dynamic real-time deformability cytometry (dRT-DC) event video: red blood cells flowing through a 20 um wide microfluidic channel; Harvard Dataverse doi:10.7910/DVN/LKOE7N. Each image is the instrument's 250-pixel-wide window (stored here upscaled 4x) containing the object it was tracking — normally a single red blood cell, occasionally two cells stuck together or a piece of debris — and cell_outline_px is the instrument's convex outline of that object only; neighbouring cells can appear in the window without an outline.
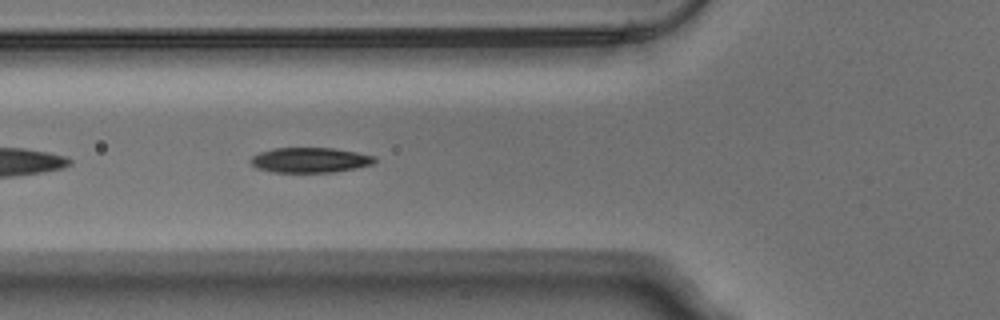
{"species": "Egyptian fruit bat (a non-hibernating species)", "species_latin": "Rousettus aegyptiacus", "temperature_condition": "warm", "stored_images_in_passage": 16, "camera_frame_rate_fps": 3000, "um_per_image_px": 0.085, "animal": {"sex": "male"}, "frame": {"image": 1, "passage_image": 5, "time_ms": 1.333, "image_size_px": [1000, 320], "cell_outline_px": [[376, 160], [372, 164], [356, 168], [332, 172], [272, 172], [256, 168], [248, 160], [252, 156], [260, 152], [272, 148], [332, 148], [356, 152], [376, 156]], "centroid_in_image_um": [26.32, 13.6], "position_along_channel_um": 99.5, "area_um2": 18.15}}
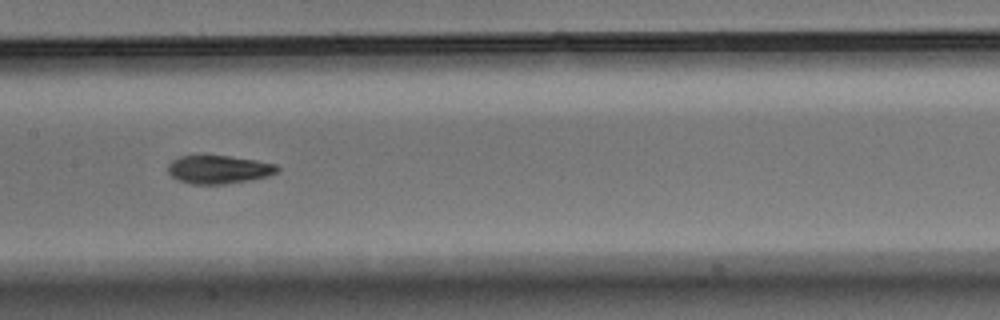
{"frame": {"image": 2, "passage_image": 12, "time_ms": 3.667, "image_size_px": [1000, 320], "cell_outline_px": [[280, 168], [276, 172], [268, 176], [248, 180], [224, 184], [192, 184], [176, 180], [168, 172], [168, 164], [172, 160], [180, 156], [200, 152], [256, 160], [276, 164]], "centroid_in_image_um": [18.52, 14.36], "position_along_channel_um": 188.9, "area_um2": 18.61}}